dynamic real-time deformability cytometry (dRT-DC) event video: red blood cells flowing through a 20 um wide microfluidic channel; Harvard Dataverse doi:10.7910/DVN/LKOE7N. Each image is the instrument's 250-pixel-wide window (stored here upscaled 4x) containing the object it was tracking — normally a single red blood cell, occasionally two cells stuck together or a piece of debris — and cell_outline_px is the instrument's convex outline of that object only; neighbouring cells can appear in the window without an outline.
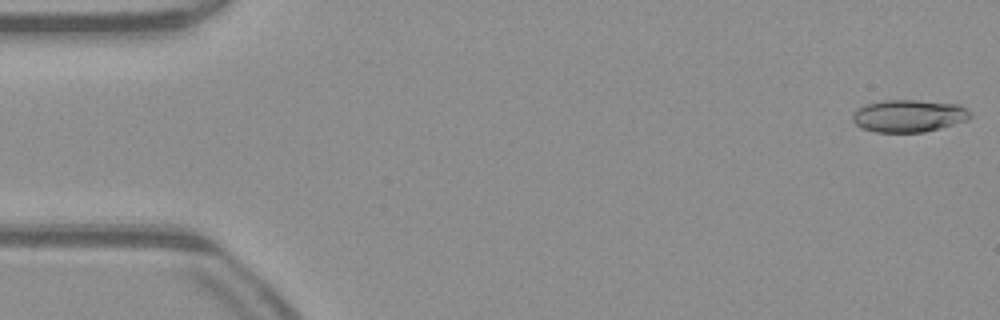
{"species": "common noctule bat (a hibernating species)", "species_latin": "Nyctalus noctula", "temperature_condition": "warm", "stored_images_in_passage": 50, "camera_frame_rate_fps": 3000, "um_per_image_px": 0.085, "animal": {"sex": "male", "body_mass_g": 23.1, "forearm_length_mm": 52.7}, "frame": {"image": 1, "passage_image": 1, "time_ms": 0.0, "image_size_px": [1000, 320], "cell_outline_px": [[972, 116], [968, 120], [940, 128], [924, 132], [876, 132], [864, 128], [856, 124], [852, 120], [852, 112], [856, 108], [864, 104], [884, 100], [916, 100], [960, 104], [968, 108], [972, 112]], "centroid_in_image_um": [77.27, 9.83], "position_along_channel_um": 7.7, "area_um2": 22.48}}
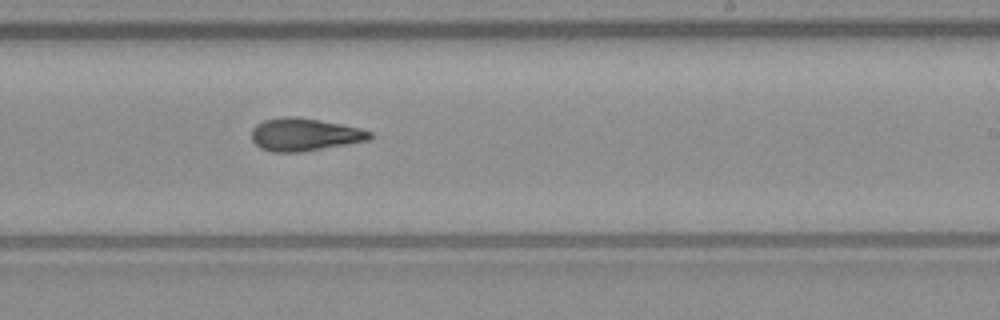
{"frame": {"image": 2, "passage_image": 30, "time_ms": 9.667, "image_size_px": [1000, 320], "cell_outline_px": [[372, 136], [368, 140], [348, 144], [300, 152], [272, 152], [260, 148], [252, 140], [252, 128], [256, 124], [264, 120], [284, 116], [296, 116], [320, 120], [360, 128], [372, 132]], "centroid_in_image_um": [25.86, 11.43], "position_along_channel_um": 263.1, "area_um2": 22.54}}
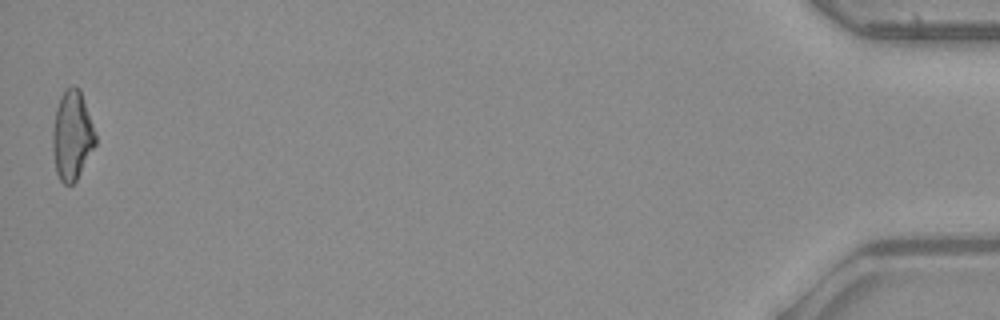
{"frame": {"image": 3, "passage_image": 50, "time_ms": 16.333, "image_size_px": [1000, 320], "cell_outline_px": [[96, 144], [76, 180], [72, 184], [64, 184], [60, 180], [56, 172], [52, 152], [52, 132], [56, 108], [60, 96], [72, 84], [80, 88], [96, 136]], "centroid_in_image_um": [6.11, 11.51], "position_along_channel_um": 429.1, "area_um2": 22.2}, "authors_computed_cell_mechanics": {"area_um2": 22.3108, "velocity_mm_per_s": 4.0799, "shape_relaxation_time_tau1_ms": 10.5885, "shape_relaxation_time_tau2_ms": 3.6776, "deformation_change_tau1": 0.2602, "deformation_change_tau2": 0.13}}